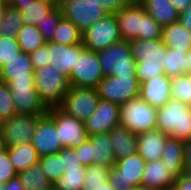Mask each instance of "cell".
<instances>
[{"label":"cell","mask_w":191,"mask_h":190,"mask_svg":"<svg viewBox=\"0 0 191 190\" xmlns=\"http://www.w3.org/2000/svg\"><path fill=\"white\" fill-rule=\"evenodd\" d=\"M133 58L136 60L135 73L139 83L164 75L166 45L163 39H135L129 41Z\"/></svg>","instance_id":"1"},{"label":"cell","mask_w":191,"mask_h":190,"mask_svg":"<svg viewBox=\"0 0 191 190\" xmlns=\"http://www.w3.org/2000/svg\"><path fill=\"white\" fill-rule=\"evenodd\" d=\"M169 137L187 142L191 137V106L170 99L157 109V126Z\"/></svg>","instance_id":"2"},{"label":"cell","mask_w":191,"mask_h":190,"mask_svg":"<svg viewBox=\"0 0 191 190\" xmlns=\"http://www.w3.org/2000/svg\"><path fill=\"white\" fill-rule=\"evenodd\" d=\"M119 111V125L136 135L156 129L157 108L140 95L119 105Z\"/></svg>","instance_id":"3"},{"label":"cell","mask_w":191,"mask_h":190,"mask_svg":"<svg viewBox=\"0 0 191 190\" xmlns=\"http://www.w3.org/2000/svg\"><path fill=\"white\" fill-rule=\"evenodd\" d=\"M35 88L48 109L59 107L69 90L68 77L51 64L34 71Z\"/></svg>","instance_id":"4"},{"label":"cell","mask_w":191,"mask_h":190,"mask_svg":"<svg viewBox=\"0 0 191 190\" xmlns=\"http://www.w3.org/2000/svg\"><path fill=\"white\" fill-rule=\"evenodd\" d=\"M99 63L105 77L136 76V60L129 41L122 40L98 52Z\"/></svg>","instance_id":"5"},{"label":"cell","mask_w":191,"mask_h":190,"mask_svg":"<svg viewBox=\"0 0 191 190\" xmlns=\"http://www.w3.org/2000/svg\"><path fill=\"white\" fill-rule=\"evenodd\" d=\"M62 17L71 21L83 33L108 13L101 0H61Z\"/></svg>","instance_id":"6"},{"label":"cell","mask_w":191,"mask_h":190,"mask_svg":"<svg viewBox=\"0 0 191 190\" xmlns=\"http://www.w3.org/2000/svg\"><path fill=\"white\" fill-rule=\"evenodd\" d=\"M122 41L115 14H107L82 33L83 46L99 52Z\"/></svg>","instance_id":"7"},{"label":"cell","mask_w":191,"mask_h":190,"mask_svg":"<svg viewBox=\"0 0 191 190\" xmlns=\"http://www.w3.org/2000/svg\"><path fill=\"white\" fill-rule=\"evenodd\" d=\"M146 161L137 152L115 162L109 169V182L115 190H130L140 186Z\"/></svg>","instance_id":"8"},{"label":"cell","mask_w":191,"mask_h":190,"mask_svg":"<svg viewBox=\"0 0 191 190\" xmlns=\"http://www.w3.org/2000/svg\"><path fill=\"white\" fill-rule=\"evenodd\" d=\"M40 117L42 115L15 114L3 120L0 130L2 147L19 146L31 142Z\"/></svg>","instance_id":"9"},{"label":"cell","mask_w":191,"mask_h":190,"mask_svg":"<svg viewBox=\"0 0 191 190\" xmlns=\"http://www.w3.org/2000/svg\"><path fill=\"white\" fill-rule=\"evenodd\" d=\"M47 115L56 124V130L63 148H76L89 138L84 121L68 115L59 107L50 108Z\"/></svg>","instance_id":"10"},{"label":"cell","mask_w":191,"mask_h":190,"mask_svg":"<svg viewBox=\"0 0 191 190\" xmlns=\"http://www.w3.org/2000/svg\"><path fill=\"white\" fill-rule=\"evenodd\" d=\"M96 90L100 99L121 105L140 95V83L136 76H107Z\"/></svg>","instance_id":"11"},{"label":"cell","mask_w":191,"mask_h":190,"mask_svg":"<svg viewBox=\"0 0 191 190\" xmlns=\"http://www.w3.org/2000/svg\"><path fill=\"white\" fill-rule=\"evenodd\" d=\"M100 97L95 88L70 86L59 108L85 121L97 108Z\"/></svg>","instance_id":"12"},{"label":"cell","mask_w":191,"mask_h":190,"mask_svg":"<svg viewBox=\"0 0 191 190\" xmlns=\"http://www.w3.org/2000/svg\"><path fill=\"white\" fill-rule=\"evenodd\" d=\"M17 114L42 115L48 113V108L42 102L35 81H7Z\"/></svg>","instance_id":"13"},{"label":"cell","mask_w":191,"mask_h":190,"mask_svg":"<svg viewBox=\"0 0 191 190\" xmlns=\"http://www.w3.org/2000/svg\"><path fill=\"white\" fill-rule=\"evenodd\" d=\"M98 52L84 49L68 78L70 86L97 88L104 78Z\"/></svg>","instance_id":"14"},{"label":"cell","mask_w":191,"mask_h":190,"mask_svg":"<svg viewBox=\"0 0 191 190\" xmlns=\"http://www.w3.org/2000/svg\"><path fill=\"white\" fill-rule=\"evenodd\" d=\"M119 105L107 100L99 99L95 111L84 121L89 136L108 133L119 125Z\"/></svg>","instance_id":"15"},{"label":"cell","mask_w":191,"mask_h":190,"mask_svg":"<svg viewBox=\"0 0 191 190\" xmlns=\"http://www.w3.org/2000/svg\"><path fill=\"white\" fill-rule=\"evenodd\" d=\"M31 144L40 157L58 153L63 148L56 130V124L48 115L38 119Z\"/></svg>","instance_id":"16"},{"label":"cell","mask_w":191,"mask_h":190,"mask_svg":"<svg viewBox=\"0 0 191 190\" xmlns=\"http://www.w3.org/2000/svg\"><path fill=\"white\" fill-rule=\"evenodd\" d=\"M145 14L146 11L138 2L129 3L115 13L122 40L138 39L139 33L142 32Z\"/></svg>","instance_id":"17"},{"label":"cell","mask_w":191,"mask_h":190,"mask_svg":"<svg viewBox=\"0 0 191 190\" xmlns=\"http://www.w3.org/2000/svg\"><path fill=\"white\" fill-rule=\"evenodd\" d=\"M47 46L49 47L48 57L50 64L69 78L76 66L77 58H80L81 53L85 49L83 44L62 45L55 42H47Z\"/></svg>","instance_id":"18"},{"label":"cell","mask_w":191,"mask_h":190,"mask_svg":"<svg viewBox=\"0 0 191 190\" xmlns=\"http://www.w3.org/2000/svg\"><path fill=\"white\" fill-rule=\"evenodd\" d=\"M171 78L159 75L140 84V96L152 107L160 108L171 99Z\"/></svg>","instance_id":"19"},{"label":"cell","mask_w":191,"mask_h":190,"mask_svg":"<svg viewBox=\"0 0 191 190\" xmlns=\"http://www.w3.org/2000/svg\"><path fill=\"white\" fill-rule=\"evenodd\" d=\"M142 174L141 185L153 190H167L175 184L177 179L161 160L146 162Z\"/></svg>","instance_id":"20"},{"label":"cell","mask_w":191,"mask_h":190,"mask_svg":"<svg viewBox=\"0 0 191 190\" xmlns=\"http://www.w3.org/2000/svg\"><path fill=\"white\" fill-rule=\"evenodd\" d=\"M0 80L7 81H35L34 67L31 56L21 52L0 69Z\"/></svg>","instance_id":"21"},{"label":"cell","mask_w":191,"mask_h":190,"mask_svg":"<svg viewBox=\"0 0 191 190\" xmlns=\"http://www.w3.org/2000/svg\"><path fill=\"white\" fill-rule=\"evenodd\" d=\"M168 137L158 129L137 134V152L146 162L159 161Z\"/></svg>","instance_id":"22"},{"label":"cell","mask_w":191,"mask_h":190,"mask_svg":"<svg viewBox=\"0 0 191 190\" xmlns=\"http://www.w3.org/2000/svg\"><path fill=\"white\" fill-rule=\"evenodd\" d=\"M116 161L137 153V135L121 126L109 132Z\"/></svg>","instance_id":"23"},{"label":"cell","mask_w":191,"mask_h":190,"mask_svg":"<svg viewBox=\"0 0 191 190\" xmlns=\"http://www.w3.org/2000/svg\"><path fill=\"white\" fill-rule=\"evenodd\" d=\"M184 144L185 142L183 141L168 137L160 158L166 165L167 170L172 172L176 177L184 174Z\"/></svg>","instance_id":"24"},{"label":"cell","mask_w":191,"mask_h":190,"mask_svg":"<svg viewBox=\"0 0 191 190\" xmlns=\"http://www.w3.org/2000/svg\"><path fill=\"white\" fill-rule=\"evenodd\" d=\"M138 3L162 27L178 22L179 13L170 0H141Z\"/></svg>","instance_id":"25"},{"label":"cell","mask_w":191,"mask_h":190,"mask_svg":"<svg viewBox=\"0 0 191 190\" xmlns=\"http://www.w3.org/2000/svg\"><path fill=\"white\" fill-rule=\"evenodd\" d=\"M161 38L168 48L179 51L191 49V32L179 21L163 26Z\"/></svg>","instance_id":"26"},{"label":"cell","mask_w":191,"mask_h":190,"mask_svg":"<svg viewBox=\"0 0 191 190\" xmlns=\"http://www.w3.org/2000/svg\"><path fill=\"white\" fill-rule=\"evenodd\" d=\"M89 139L92 142L94 163L107 168L114 167L116 159L112 150L109 133L91 135Z\"/></svg>","instance_id":"27"},{"label":"cell","mask_w":191,"mask_h":190,"mask_svg":"<svg viewBox=\"0 0 191 190\" xmlns=\"http://www.w3.org/2000/svg\"><path fill=\"white\" fill-rule=\"evenodd\" d=\"M7 152L17 173L25 171L27 168L38 163L40 158L31 142L19 146L7 147Z\"/></svg>","instance_id":"28"},{"label":"cell","mask_w":191,"mask_h":190,"mask_svg":"<svg viewBox=\"0 0 191 190\" xmlns=\"http://www.w3.org/2000/svg\"><path fill=\"white\" fill-rule=\"evenodd\" d=\"M109 169L95 163L86 166L81 190H115L109 182Z\"/></svg>","instance_id":"29"},{"label":"cell","mask_w":191,"mask_h":190,"mask_svg":"<svg viewBox=\"0 0 191 190\" xmlns=\"http://www.w3.org/2000/svg\"><path fill=\"white\" fill-rule=\"evenodd\" d=\"M25 190H48L53 187L38 163L17 175Z\"/></svg>","instance_id":"30"},{"label":"cell","mask_w":191,"mask_h":190,"mask_svg":"<svg viewBox=\"0 0 191 190\" xmlns=\"http://www.w3.org/2000/svg\"><path fill=\"white\" fill-rule=\"evenodd\" d=\"M21 12L24 25H37L55 6L41 1H32L27 5H9Z\"/></svg>","instance_id":"31"},{"label":"cell","mask_w":191,"mask_h":190,"mask_svg":"<svg viewBox=\"0 0 191 190\" xmlns=\"http://www.w3.org/2000/svg\"><path fill=\"white\" fill-rule=\"evenodd\" d=\"M16 38L23 53L30 54L46 44L43 35L36 25H23Z\"/></svg>","instance_id":"32"},{"label":"cell","mask_w":191,"mask_h":190,"mask_svg":"<svg viewBox=\"0 0 191 190\" xmlns=\"http://www.w3.org/2000/svg\"><path fill=\"white\" fill-rule=\"evenodd\" d=\"M187 52L188 51H179L167 47L163 63L165 75L171 78L187 73Z\"/></svg>","instance_id":"33"},{"label":"cell","mask_w":191,"mask_h":190,"mask_svg":"<svg viewBox=\"0 0 191 190\" xmlns=\"http://www.w3.org/2000/svg\"><path fill=\"white\" fill-rule=\"evenodd\" d=\"M86 175V166L65 168L64 173L52 185L55 190H81Z\"/></svg>","instance_id":"34"},{"label":"cell","mask_w":191,"mask_h":190,"mask_svg":"<svg viewBox=\"0 0 191 190\" xmlns=\"http://www.w3.org/2000/svg\"><path fill=\"white\" fill-rule=\"evenodd\" d=\"M51 42L62 45H76L82 43V33L71 21L62 18L55 29L54 38Z\"/></svg>","instance_id":"35"},{"label":"cell","mask_w":191,"mask_h":190,"mask_svg":"<svg viewBox=\"0 0 191 190\" xmlns=\"http://www.w3.org/2000/svg\"><path fill=\"white\" fill-rule=\"evenodd\" d=\"M23 25L21 12L16 8L6 6L1 18L0 35L16 38Z\"/></svg>","instance_id":"36"},{"label":"cell","mask_w":191,"mask_h":190,"mask_svg":"<svg viewBox=\"0 0 191 190\" xmlns=\"http://www.w3.org/2000/svg\"><path fill=\"white\" fill-rule=\"evenodd\" d=\"M171 99L191 106V73L171 77Z\"/></svg>","instance_id":"37"},{"label":"cell","mask_w":191,"mask_h":190,"mask_svg":"<svg viewBox=\"0 0 191 190\" xmlns=\"http://www.w3.org/2000/svg\"><path fill=\"white\" fill-rule=\"evenodd\" d=\"M38 164L51 183H54L58 178H60L65 171L59 152L41 156Z\"/></svg>","instance_id":"38"},{"label":"cell","mask_w":191,"mask_h":190,"mask_svg":"<svg viewBox=\"0 0 191 190\" xmlns=\"http://www.w3.org/2000/svg\"><path fill=\"white\" fill-rule=\"evenodd\" d=\"M62 18V11L60 6H58L51 10L50 13L36 25L46 42H51L53 40L55 29Z\"/></svg>","instance_id":"39"},{"label":"cell","mask_w":191,"mask_h":190,"mask_svg":"<svg viewBox=\"0 0 191 190\" xmlns=\"http://www.w3.org/2000/svg\"><path fill=\"white\" fill-rule=\"evenodd\" d=\"M20 53L17 38L0 35V69Z\"/></svg>","instance_id":"40"},{"label":"cell","mask_w":191,"mask_h":190,"mask_svg":"<svg viewBox=\"0 0 191 190\" xmlns=\"http://www.w3.org/2000/svg\"><path fill=\"white\" fill-rule=\"evenodd\" d=\"M15 114H17V110L11 97L9 85L0 80V118L6 120Z\"/></svg>","instance_id":"41"},{"label":"cell","mask_w":191,"mask_h":190,"mask_svg":"<svg viewBox=\"0 0 191 190\" xmlns=\"http://www.w3.org/2000/svg\"><path fill=\"white\" fill-rule=\"evenodd\" d=\"M162 34V26L154 20L149 14L143 16L142 32L139 33L138 38L144 40L160 39Z\"/></svg>","instance_id":"42"},{"label":"cell","mask_w":191,"mask_h":190,"mask_svg":"<svg viewBox=\"0 0 191 190\" xmlns=\"http://www.w3.org/2000/svg\"><path fill=\"white\" fill-rule=\"evenodd\" d=\"M18 175L12 162L9 159L7 148H0V182L5 184Z\"/></svg>","instance_id":"43"},{"label":"cell","mask_w":191,"mask_h":190,"mask_svg":"<svg viewBox=\"0 0 191 190\" xmlns=\"http://www.w3.org/2000/svg\"><path fill=\"white\" fill-rule=\"evenodd\" d=\"M48 53H49V47L47 46V42L46 44L36 49L34 52L30 53L34 71L50 64Z\"/></svg>","instance_id":"44"},{"label":"cell","mask_w":191,"mask_h":190,"mask_svg":"<svg viewBox=\"0 0 191 190\" xmlns=\"http://www.w3.org/2000/svg\"><path fill=\"white\" fill-rule=\"evenodd\" d=\"M74 150L83 166H89L94 163V158L92 157V142L89 138L74 148Z\"/></svg>","instance_id":"45"},{"label":"cell","mask_w":191,"mask_h":190,"mask_svg":"<svg viewBox=\"0 0 191 190\" xmlns=\"http://www.w3.org/2000/svg\"><path fill=\"white\" fill-rule=\"evenodd\" d=\"M59 156L62 158L64 168H78V166H83L74 148H62L59 151Z\"/></svg>","instance_id":"46"},{"label":"cell","mask_w":191,"mask_h":190,"mask_svg":"<svg viewBox=\"0 0 191 190\" xmlns=\"http://www.w3.org/2000/svg\"><path fill=\"white\" fill-rule=\"evenodd\" d=\"M102 7L108 14H115L125 5L130 3V0H101Z\"/></svg>","instance_id":"47"},{"label":"cell","mask_w":191,"mask_h":190,"mask_svg":"<svg viewBox=\"0 0 191 190\" xmlns=\"http://www.w3.org/2000/svg\"><path fill=\"white\" fill-rule=\"evenodd\" d=\"M167 190H191V179L183 174L177 177L175 184Z\"/></svg>","instance_id":"48"},{"label":"cell","mask_w":191,"mask_h":190,"mask_svg":"<svg viewBox=\"0 0 191 190\" xmlns=\"http://www.w3.org/2000/svg\"><path fill=\"white\" fill-rule=\"evenodd\" d=\"M178 21L191 32V5L179 13Z\"/></svg>","instance_id":"49"},{"label":"cell","mask_w":191,"mask_h":190,"mask_svg":"<svg viewBox=\"0 0 191 190\" xmlns=\"http://www.w3.org/2000/svg\"><path fill=\"white\" fill-rule=\"evenodd\" d=\"M2 190H25L19 177L12 178L7 183L3 184Z\"/></svg>","instance_id":"50"},{"label":"cell","mask_w":191,"mask_h":190,"mask_svg":"<svg viewBox=\"0 0 191 190\" xmlns=\"http://www.w3.org/2000/svg\"><path fill=\"white\" fill-rule=\"evenodd\" d=\"M178 13L185 11L190 5L191 0H170Z\"/></svg>","instance_id":"51"},{"label":"cell","mask_w":191,"mask_h":190,"mask_svg":"<svg viewBox=\"0 0 191 190\" xmlns=\"http://www.w3.org/2000/svg\"><path fill=\"white\" fill-rule=\"evenodd\" d=\"M183 152H184L183 157H184L185 166H191V142L190 141L185 142Z\"/></svg>","instance_id":"52"},{"label":"cell","mask_w":191,"mask_h":190,"mask_svg":"<svg viewBox=\"0 0 191 190\" xmlns=\"http://www.w3.org/2000/svg\"><path fill=\"white\" fill-rule=\"evenodd\" d=\"M36 1H41V2H44V3H48V4H51V5L55 6V7H58L61 4V0H36Z\"/></svg>","instance_id":"53"},{"label":"cell","mask_w":191,"mask_h":190,"mask_svg":"<svg viewBox=\"0 0 191 190\" xmlns=\"http://www.w3.org/2000/svg\"><path fill=\"white\" fill-rule=\"evenodd\" d=\"M34 0H14L10 5H27L28 3H32Z\"/></svg>","instance_id":"54"},{"label":"cell","mask_w":191,"mask_h":190,"mask_svg":"<svg viewBox=\"0 0 191 190\" xmlns=\"http://www.w3.org/2000/svg\"><path fill=\"white\" fill-rule=\"evenodd\" d=\"M187 57H188L187 73H191V49L187 52Z\"/></svg>","instance_id":"55"},{"label":"cell","mask_w":191,"mask_h":190,"mask_svg":"<svg viewBox=\"0 0 191 190\" xmlns=\"http://www.w3.org/2000/svg\"><path fill=\"white\" fill-rule=\"evenodd\" d=\"M184 175L191 179V166H185Z\"/></svg>","instance_id":"56"},{"label":"cell","mask_w":191,"mask_h":190,"mask_svg":"<svg viewBox=\"0 0 191 190\" xmlns=\"http://www.w3.org/2000/svg\"><path fill=\"white\" fill-rule=\"evenodd\" d=\"M130 190H153V189L140 185V186H133Z\"/></svg>","instance_id":"57"},{"label":"cell","mask_w":191,"mask_h":190,"mask_svg":"<svg viewBox=\"0 0 191 190\" xmlns=\"http://www.w3.org/2000/svg\"><path fill=\"white\" fill-rule=\"evenodd\" d=\"M5 7H6L5 4H0V28H1V18H2V14H3Z\"/></svg>","instance_id":"58"},{"label":"cell","mask_w":191,"mask_h":190,"mask_svg":"<svg viewBox=\"0 0 191 190\" xmlns=\"http://www.w3.org/2000/svg\"><path fill=\"white\" fill-rule=\"evenodd\" d=\"M14 0H4L6 6H9Z\"/></svg>","instance_id":"59"},{"label":"cell","mask_w":191,"mask_h":190,"mask_svg":"<svg viewBox=\"0 0 191 190\" xmlns=\"http://www.w3.org/2000/svg\"><path fill=\"white\" fill-rule=\"evenodd\" d=\"M141 0H130V3L132 2H140Z\"/></svg>","instance_id":"60"},{"label":"cell","mask_w":191,"mask_h":190,"mask_svg":"<svg viewBox=\"0 0 191 190\" xmlns=\"http://www.w3.org/2000/svg\"><path fill=\"white\" fill-rule=\"evenodd\" d=\"M2 123H3V120L0 118V130H1Z\"/></svg>","instance_id":"61"},{"label":"cell","mask_w":191,"mask_h":190,"mask_svg":"<svg viewBox=\"0 0 191 190\" xmlns=\"http://www.w3.org/2000/svg\"><path fill=\"white\" fill-rule=\"evenodd\" d=\"M3 183L0 182V190H2Z\"/></svg>","instance_id":"62"},{"label":"cell","mask_w":191,"mask_h":190,"mask_svg":"<svg viewBox=\"0 0 191 190\" xmlns=\"http://www.w3.org/2000/svg\"><path fill=\"white\" fill-rule=\"evenodd\" d=\"M0 4H5V3H4V0H0Z\"/></svg>","instance_id":"63"}]
</instances>
